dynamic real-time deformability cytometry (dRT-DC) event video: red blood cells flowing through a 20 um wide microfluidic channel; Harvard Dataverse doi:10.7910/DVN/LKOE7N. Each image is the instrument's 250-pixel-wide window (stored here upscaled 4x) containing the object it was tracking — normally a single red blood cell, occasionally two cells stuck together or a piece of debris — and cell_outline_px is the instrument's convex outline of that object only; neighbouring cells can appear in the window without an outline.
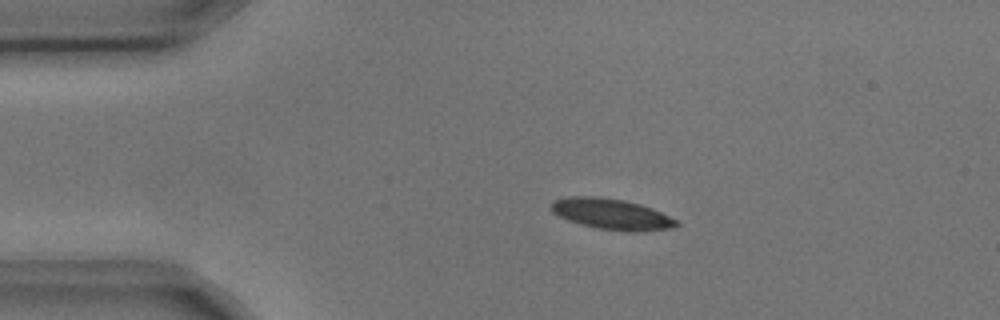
{"species": "common noctule bat (a hibernating species)", "species_latin": "Nyctalus noctula", "temperature_condition": "cold", "stored_images_in_passage": 12, "camera_frame_rate_fps": 3000, "um_per_image_px": 0.085, "animal": {"sex": "male", "body_mass_g": 17.9, "forearm_length_mm": 54.2}, "frame": {"image": 1, "passage_image": 1, "time_ms": 0.0, "image_size_px": [1000, 320], "cell_outline_px": [[680, 224], [676, 228], [640, 232], [628, 232], [600, 228], [580, 224], [568, 220], [552, 212], [552, 200], [568, 196], [596, 196], [624, 200], [640, 204], [652, 208], [680, 220]], "centroid_in_image_um": [52.06, 18.2], "position_along_channel_um": 32.9, "area_um2": 22.77}}
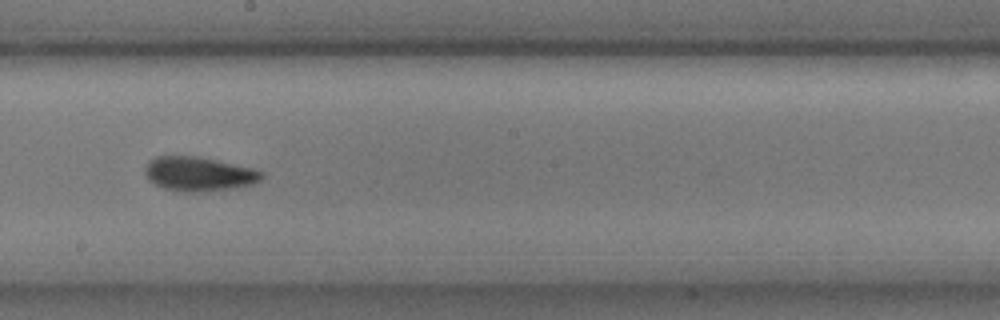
{"frame": {"image": 2, "passage_image": 6, "time_ms": 1.667, "image_size_px": [1000, 320], "cell_outline_px": [[264, 176], [260, 180], [252, 184], [236, 188], [204, 192], [180, 192], [164, 188], [148, 180], [144, 172], [144, 168], [148, 160], [156, 156], [196, 156], [216, 160], [252, 168], [264, 172]], "centroid_in_image_um": [16.88, 14.79], "position_along_channel_um": 231.3, "area_um2": 23.52}}
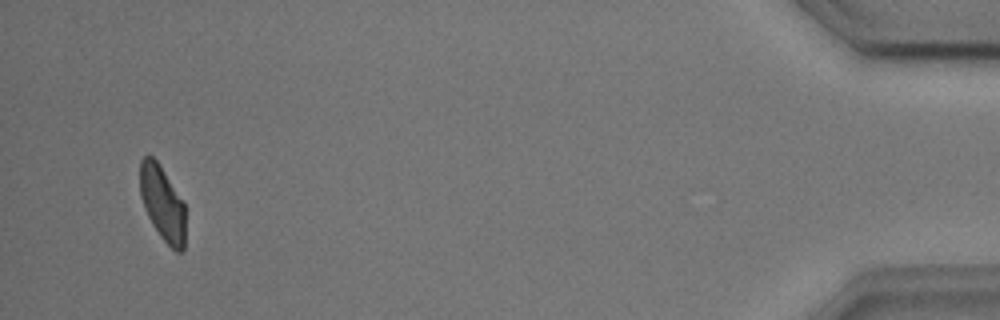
{"frame": {"image": 3, "passage_image": 12, "time_ms": 3.667, "image_size_px": [1000, 320], "cell_outline_px": [[184, 252], [176, 252], [160, 236], [152, 224], [144, 208], [140, 196], [140, 160], [144, 156], [152, 156], [160, 164], [184, 204]], "centroid_in_image_um": [13.79, 17.28], "position_along_channel_um": 421.4, "area_um2": 19.65}}